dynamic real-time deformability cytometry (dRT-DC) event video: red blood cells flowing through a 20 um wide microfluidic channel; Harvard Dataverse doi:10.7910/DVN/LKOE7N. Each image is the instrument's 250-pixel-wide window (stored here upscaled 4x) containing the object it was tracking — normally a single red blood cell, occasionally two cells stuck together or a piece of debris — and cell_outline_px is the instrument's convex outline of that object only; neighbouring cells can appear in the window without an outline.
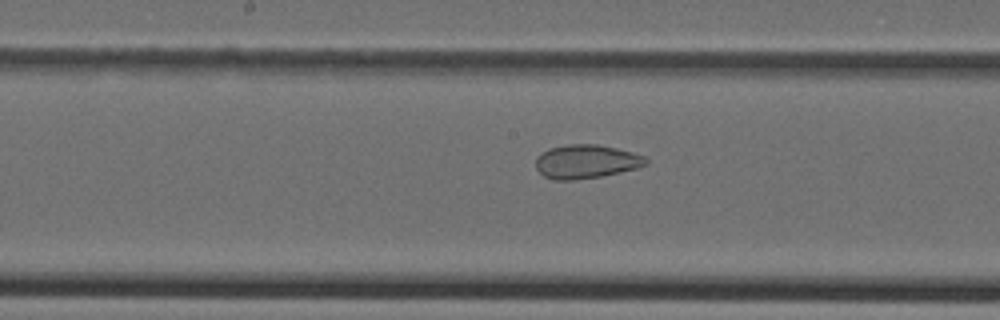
{"species": "Egyptian fruit bat (a non-hibernating species)", "species_latin": "Rousettus aegyptiacus", "temperature_condition": "cold", "stored_images_in_passage": 46, "camera_frame_rate_fps": 3000, "um_per_image_px": 0.085, "animal": {"sex": "female"}, "frame": {"image": 1, "passage_image": 24, "time_ms": 7.667, "image_size_px": [1000, 320], "cell_outline_px": [[648, 164], [636, 168], [620, 172], [600, 176], [572, 180], [552, 180], [544, 176], [536, 168], [536, 156], [548, 148], [568, 144], [596, 144], [616, 148], [644, 156], [648, 160]], "centroid_in_image_um": [49.79, 13.73], "position_along_channel_um": 198.4, "area_um2": 21.62}}
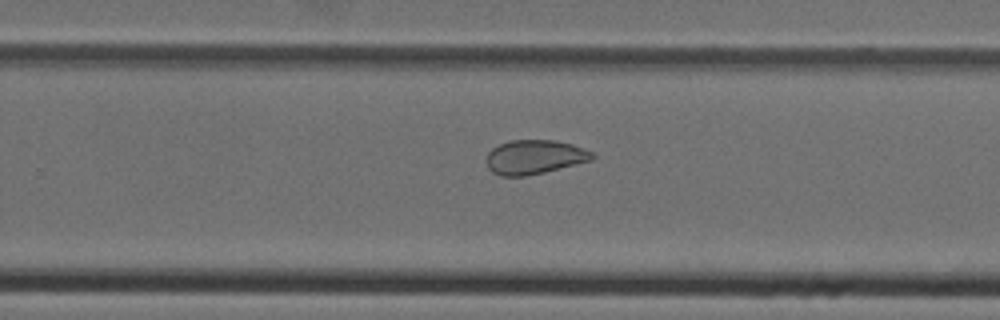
{"frame": {"image": 2, "passage_image": 30, "time_ms": 9.667, "image_size_px": [1000, 320], "cell_outline_px": [[596, 156], [592, 160], [544, 172], [524, 176], [500, 176], [492, 172], [488, 168], [488, 152], [492, 148], [500, 144], [512, 140], [556, 140], [572, 144], [592, 152]], "centroid_in_image_um": [45.44, 13.34], "position_along_channel_um": 284.4, "area_um2": 20.92}}
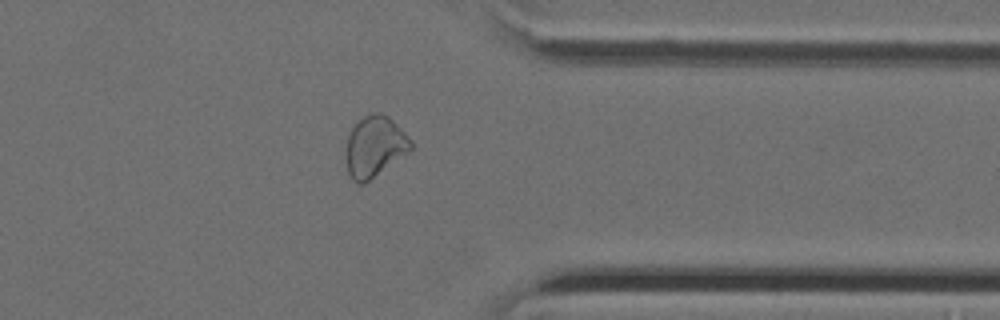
{"frame": {"image": 3, "passage_image": 37, "time_ms": 12.0, "image_size_px": [1000, 320], "cell_outline_px": [[412, 148], [408, 152], [364, 184], [356, 184], [352, 180], [348, 172], [348, 136], [352, 128], [364, 116], [372, 112], [380, 112], [388, 116], [412, 140]], "centroid_in_image_um": [31.87, 12.45], "position_along_channel_um": 379.5, "area_um2": 22.48}}